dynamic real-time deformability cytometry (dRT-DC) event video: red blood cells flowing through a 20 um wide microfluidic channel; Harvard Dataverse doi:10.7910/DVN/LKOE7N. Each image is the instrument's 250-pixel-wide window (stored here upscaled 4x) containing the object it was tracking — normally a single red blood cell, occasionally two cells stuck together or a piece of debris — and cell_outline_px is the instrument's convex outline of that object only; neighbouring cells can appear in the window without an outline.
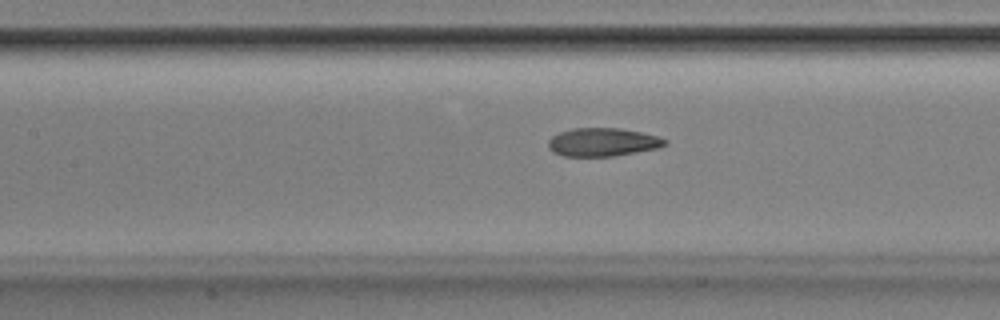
{"species": "Egyptian fruit bat (a non-hibernating species)", "species_latin": "Rousettus aegyptiacus", "temperature_condition": "room temperature", "stored_images_in_passage": 53, "camera_frame_rate_fps": 3000, "um_per_image_px": 0.085, "animal": {"sex": "male"}, "frame": {"image": 1, "passage_image": 24, "time_ms": 7.667, "image_size_px": [1000, 320], "cell_outline_px": [[668, 144], [656, 148], [612, 156], [564, 156], [552, 152], [548, 148], [548, 140], [552, 136], [560, 132], [572, 128], [620, 128], [640, 132], [656, 136], [668, 140]], "centroid_in_image_um": [51.19, 12.08], "position_along_channel_um": 156.2, "area_um2": 19.13}}
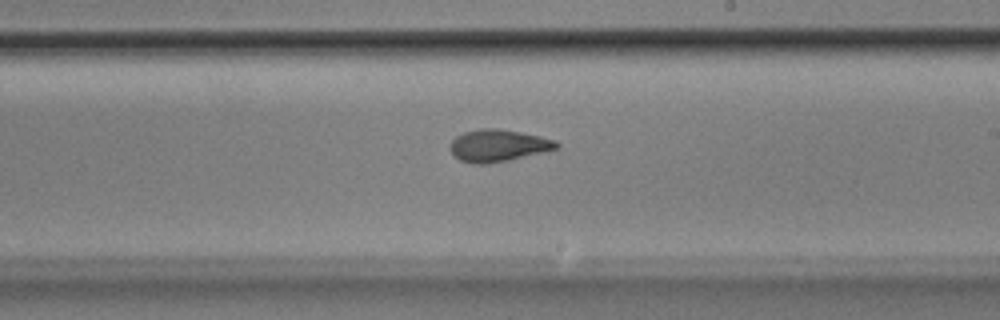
{"frame": {"image": 2, "passage_image": 31, "time_ms": 10.0, "image_size_px": [1000, 320], "cell_outline_px": [[560, 148], [508, 160], [484, 164], [472, 164], [460, 160], [452, 152], [452, 140], [456, 136], [464, 132], [480, 128], [496, 128], [520, 132], [540, 136], [556, 140], [560, 144]], "centroid_in_image_um": [42.38, 12.36], "position_along_channel_um": 246.6, "area_um2": 19.71}}
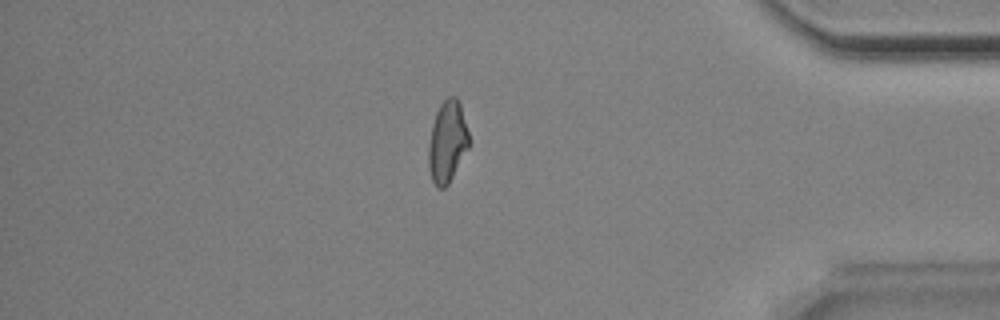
{"frame": {"image": 3, "passage_image": 45, "time_ms": 14.667, "image_size_px": [1000, 320], "cell_outline_px": [[468, 148], [448, 184], [444, 188], [436, 188], [432, 180], [428, 168], [428, 144], [432, 124], [436, 112], [440, 104], [448, 96], [456, 96], [460, 100], [468, 132]], "centroid_in_image_um": [38.0, 12.03], "position_along_channel_um": 397.2, "area_um2": 19.31}, "authors_computed_cell_mechanics": {"area_um2": 19.8254, "velocity_mm_per_s": 3.8944, "shape_relaxation_time_tau1_ms": 10.3894, "shape_relaxation_time_tau2_ms": 1.9529, "deformation_change_tau1": 0.2594, "deformation_change_tau2": 0.0879}}